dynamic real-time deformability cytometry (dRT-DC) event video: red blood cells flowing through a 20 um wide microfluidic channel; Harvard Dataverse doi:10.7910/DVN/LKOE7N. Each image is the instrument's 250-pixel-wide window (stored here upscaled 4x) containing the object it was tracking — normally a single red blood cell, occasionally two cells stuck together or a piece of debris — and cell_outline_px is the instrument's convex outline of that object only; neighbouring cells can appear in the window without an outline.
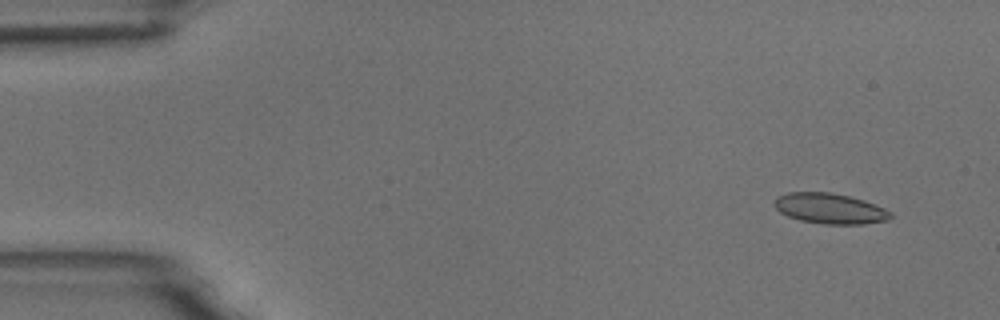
{"species": "common noctule bat (a hibernating species)", "species_latin": "Nyctalus noctula", "temperature_condition": "room temperature", "stored_images_in_passage": 6, "camera_frame_rate_fps": 3000, "um_per_image_px": 0.085, "animal": {"sex": "male", "body_mass_g": 18.8}, "frame": {"image": 1, "passage_image": 2, "time_ms": 1.0, "image_size_px": [1000, 320], "cell_outline_px": [[892, 216], [888, 220], [864, 224], [824, 224], [800, 220], [788, 216], [780, 212], [776, 208], [776, 196], [788, 192], [828, 192], [848, 196], [864, 200], [876, 204], [892, 212]], "centroid_in_image_um": [70.57, 17.72], "position_along_channel_um": 14.4, "area_um2": 20.58}}